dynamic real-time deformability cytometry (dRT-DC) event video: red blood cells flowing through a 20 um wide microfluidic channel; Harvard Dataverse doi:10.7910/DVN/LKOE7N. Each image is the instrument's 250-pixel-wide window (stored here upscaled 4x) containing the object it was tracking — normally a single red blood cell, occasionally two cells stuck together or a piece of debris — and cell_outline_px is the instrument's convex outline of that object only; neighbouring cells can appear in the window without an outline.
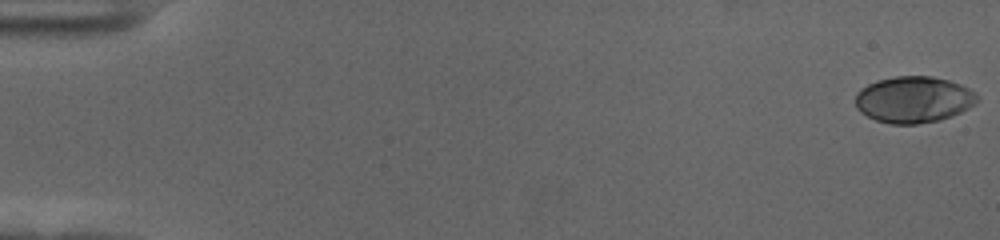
{"species": "human", "species_latin": "Homo sapiens", "temperature_condition": "cold", "stored_images_in_passage": 58, "camera_frame_rate_fps": 3000, "um_per_image_px": 0.085, "donor": {"sex": "female"}, "frame": {"image": 1, "passage_image": 1, "time_ms": 0.0, "image_size_px": [1000, 240], "cell_outline_px": [[980, 100], [976, 104], [952, 116], [940, 120], [916, 124], [888, 124], [876, 120], [860, 112], [856, 108], [856, 92], [860, 88], [876, 80], [896, 76], [932, 76], [948, 80], [960, 84], [976, 92]], "centroid_in_image_um": [77.66, 8.46], "position_along_channel_um": 7.3, "area_um2": 33.23}}
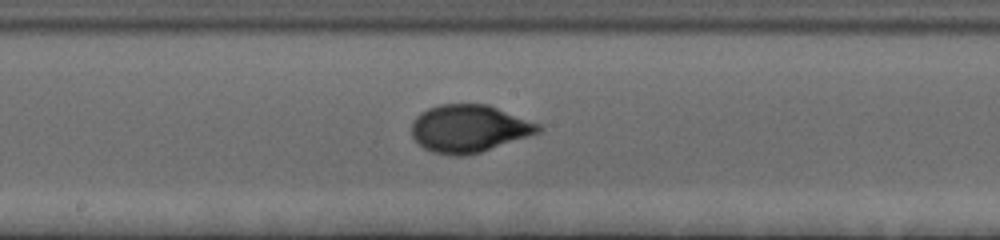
{"frame": {"image": 2, "passage_image": 32, "time_ms": 10.333, "image_size_px": [1000, 240], "cell_outline_px": [[544, 128], [540, 132], [480, 152], [464, 156], [452, 156], [432, 152], [424, 148], [412, 136], [412, 124], [416, 116], [420, 112], [428, 108], [440, 104], [488, 104], [540, 124]], "centroid_in_image_um": [39.86, 10.92], "position_along_channel_um": 208.3, "area_um2": 35.03}}
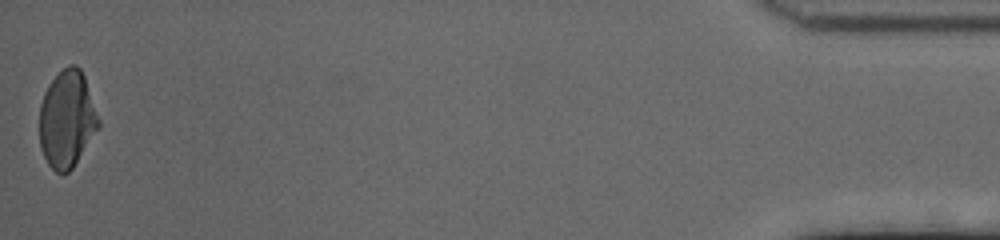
{"frame": {"image": 3, "passage_image": 58, "time_ms": 19.0, "image_size_px": [1000, 240], "cell_outline_px": [[100, 128], [72, 168], [68, 172], [56, 172], [48, 164], [40, 148], [40, 104], [44, 92], [48, 84], [68, 64], [76, 64], [80, 68], [84, 76], [100, 120]], "centroid_in_image_um": [5.7, 10.12], "position_along_channel_um": 429.5, "area_um2": 33.41}, "authors_computed_cell_mechanics": {"area_um2": 33.524, "velocity_mm_per_s": 3.5461, "shape_relaxation_time_tau1_ms": 3.7096, "shape_relaxation_time_tau2_ms": null, "deformation_change_tau1": 0.1936, "deformation_change_tau2": null}}